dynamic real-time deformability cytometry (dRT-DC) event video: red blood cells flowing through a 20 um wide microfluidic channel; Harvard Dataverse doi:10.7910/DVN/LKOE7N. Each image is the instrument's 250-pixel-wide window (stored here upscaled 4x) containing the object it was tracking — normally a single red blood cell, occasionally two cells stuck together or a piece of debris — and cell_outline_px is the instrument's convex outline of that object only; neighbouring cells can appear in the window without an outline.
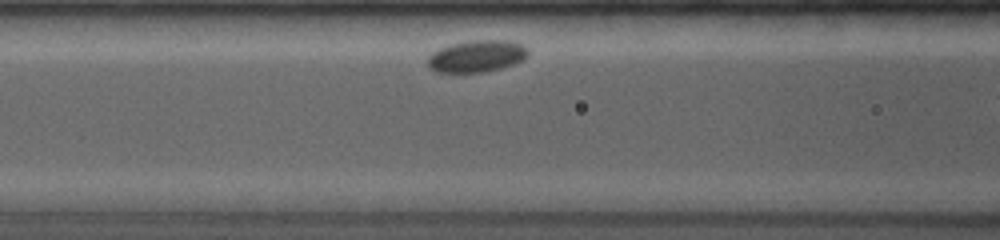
{"species": "common noctule bat (a hibernating species)", "species_latin": "Nyctalus noctula", "temperature_condition": "room temperature", "stored_images_in_passage": 7, "camera_frame_rate_fps": 4000, "um_per_image_px": 0.085, "animal": {"sex": "female", "body_mass_g": 19.0, "forearm_length_mm": 53.3}, "frame": {"image": 1, "passage_image": 5, "time_ms": 2.0, "image_size_px": [1000, 240], "cell_outline_px": [[528, 56], [524, 60], [500, 68], [484, 72], [436, 72], [428, 64], [428, 56], [432, 52], [440, 48], [452, 44], [468, 40], [508, 40], [520, 44], [528, 48]], "centroid_in_image_um": [40.54, 4.76], "position_along_channel_um": 126.1, "area_um2": 18.61}}